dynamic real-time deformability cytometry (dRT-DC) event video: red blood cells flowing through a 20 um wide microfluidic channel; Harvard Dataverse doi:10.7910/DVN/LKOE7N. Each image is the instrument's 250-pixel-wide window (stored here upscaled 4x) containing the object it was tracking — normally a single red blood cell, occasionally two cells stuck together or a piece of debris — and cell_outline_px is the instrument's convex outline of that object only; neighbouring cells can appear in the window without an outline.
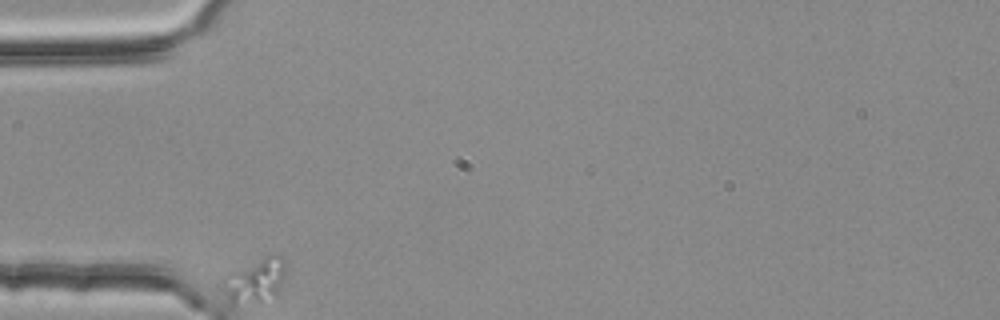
{"species": "common noctule bat (a hibernating species)", "species_latin": "Nyctalus noctula", "temperature_condition": "room temperature", "stored_images_in_passage": 3, "camera_frame_rate_fps": 3000, "um_per_image_px": 0.085, "animal": {"sex": "female", "body_mass_g": 25.1}, "frame": {"image": 1, "passage_image": 1, "time_ms": 0.0, "image_size_px": [1000, 320], "cell_outline_px": [[284, 276], [276, 296], [260, 300], [232, 304], [228, 304], [220, 288], [220, 280], [264, 256], [280, 256], [284, 260]], "centroid_in_image_um": [21.62, 23.88], "position_along_channel_um": 63.4, "area_um2": 15.72}}